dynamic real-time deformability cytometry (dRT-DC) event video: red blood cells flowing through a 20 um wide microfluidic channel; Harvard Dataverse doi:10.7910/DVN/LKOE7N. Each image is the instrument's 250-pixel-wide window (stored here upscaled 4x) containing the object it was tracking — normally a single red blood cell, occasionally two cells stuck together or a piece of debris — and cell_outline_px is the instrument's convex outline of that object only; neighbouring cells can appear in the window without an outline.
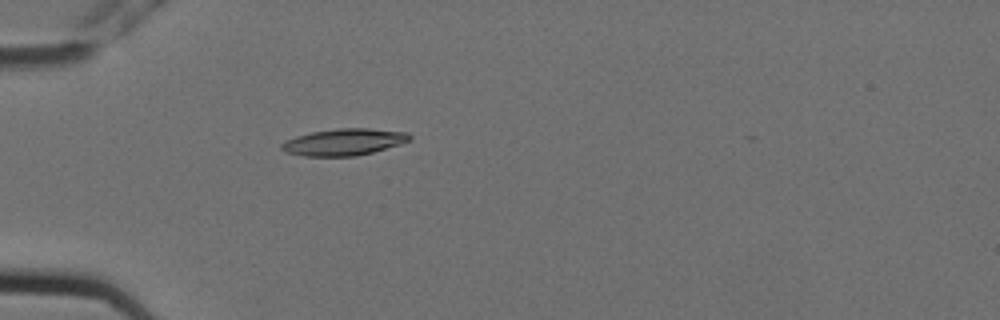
{"species": "Egyptian fruit bat (a non-hibernating species)", "species_latin": "Rousettus aegyptiacus", "temperature_condition": "cold", "stored_images_in_passage": 4, "camera_frame_rate_fps": 3000, "um_per_image_px": 0.085, "animal": {"sex": "female"}, "frame": {"image": 1, "passage_image": 4, "time_ms": 1.0, "image_size_px": [1000, 320], "cell_outline_px": [[412, 140], [400, 144], [372, 152], [356, 156], [304, 156], [284, 152], [280, 148], [280, 144], [284, 140], [296, 136], [312, 132], [336, 128], [368, 128], [408, 132], [412, 136]], "centroid_in_image_um": [29.22, 12.07], "position_along_channel_um": 55.8, "area_um2": 20.11}}